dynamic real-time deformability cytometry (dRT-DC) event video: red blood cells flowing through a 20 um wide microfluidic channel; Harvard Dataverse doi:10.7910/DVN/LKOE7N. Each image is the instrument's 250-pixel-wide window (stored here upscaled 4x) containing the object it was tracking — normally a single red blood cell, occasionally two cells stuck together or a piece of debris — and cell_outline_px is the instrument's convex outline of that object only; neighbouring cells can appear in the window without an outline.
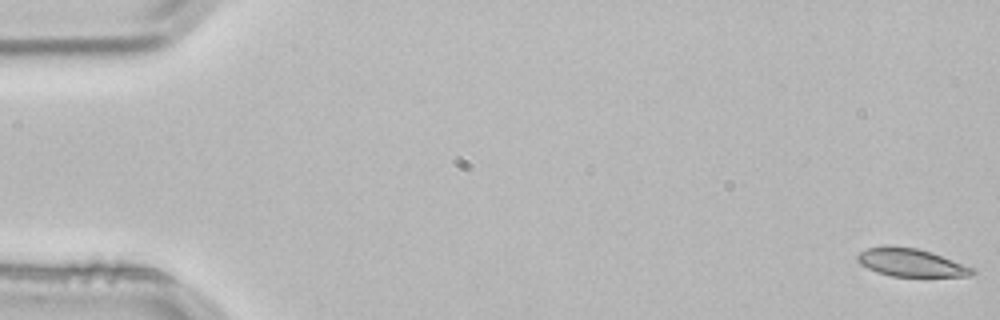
{"species": "common noctule bat (a hibernating species)", "species_latin": "Nyctalus noctula", "temperature_condition": "room temperature", "stored_images_in_passage": 5, "segment_of_instrument_passage": [1, 2], "camera_frame_rate_fps": 3000, "um_per_image_px": 0.085, "animal": {"sex": "male", "body_mass_g": 21.5, "forearm_length_mm": 52.0}, "frame": {"image": 1, "passage_image": 1, "time_ms": 0.0, "image_size_px": [1000, 320], "cell_outline_px": [[976, 272], [972, 276], [892, 276], [876, 272], [860, 264], [856, 260], [856, 256], [860, 252], [868, 248], [916, 248], [932, 252], [976, 268]], "centroid_in_image_um": [77.51, 22.35], "position_along_channel_um": 7.5, "area_um2": 18.32}}
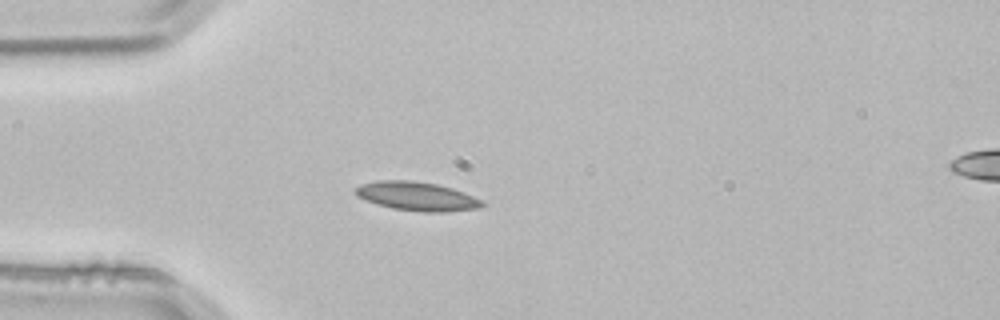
{"frame": {"image": 2, "passage_image": 4, "time_ms": 1.0, "image_size_px": [1000, 320], "cell_outline_px": [[488, 204], [480, 208], [448, 212], [424, 212], [392, 208], [376, 204], [364, 200], [356, 192], [356, 188], [360, 184], [376, 180], [412, 180], [436, 184], [452, 188], [464, 192], [484, 200]], "centroid_in_image_um": [35.5, 16.69], "position_along_channel_um": 49.5, "area_um2": 21.5}}